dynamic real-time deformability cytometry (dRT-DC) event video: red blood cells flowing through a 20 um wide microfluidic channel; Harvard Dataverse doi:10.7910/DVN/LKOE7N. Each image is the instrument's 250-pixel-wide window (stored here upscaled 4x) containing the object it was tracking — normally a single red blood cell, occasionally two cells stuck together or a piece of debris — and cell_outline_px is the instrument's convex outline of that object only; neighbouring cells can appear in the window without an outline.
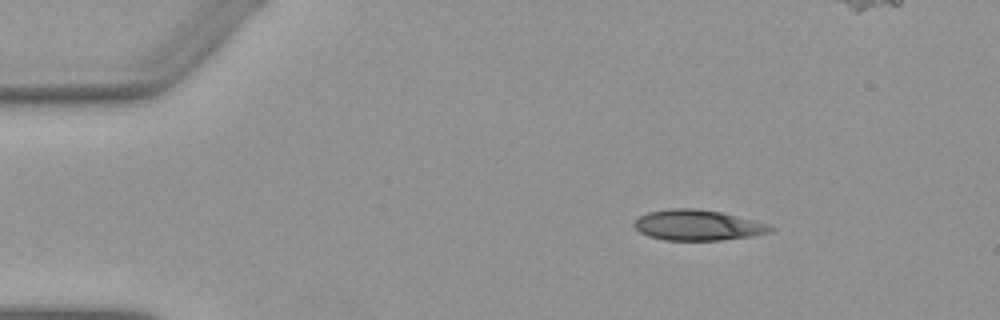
{"species": "Egyptian fruit bat (a non-hibernating species)", "species_latin": "Rousettus aegyptiacus", "temperature_condition": "warm", "stored_images_in_passage": 46, "camera_frame_rate_fps": 3000, "um_per_image_px": 0.085, "animal": {"sex": "female"}, "frame": {"image": 1, "passage_image": 1, "time_ms": 0.0, "image_size_px": [1000, 320], "cell_outline_px": [[776, 228], [772, 232], [752, 236], [720, 240], [664, 240], [648, 236], [640, 232], [632, 224], [640, 216], [648, 212], [668, 208], [700, 208], [724, 212], [768, 224]], "centroid_in_image_um": [59.32, 19.13], "position_along_channel_um": 25.7, "area_um2": 24.51}}
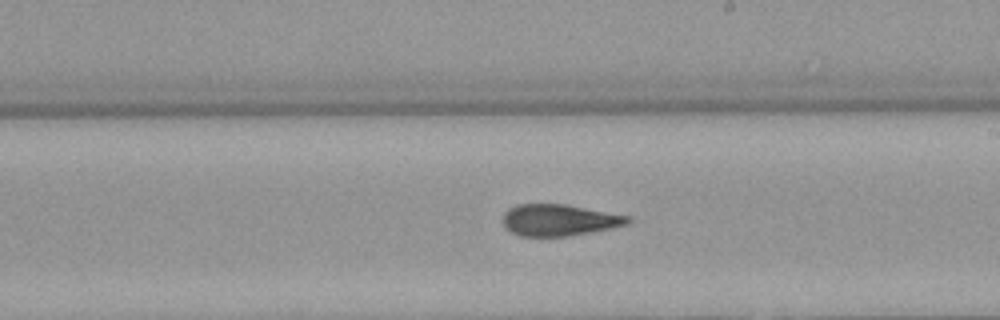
{"frame": {"image": 2, "passage_image": 23, "time_ms": 7.333, "image_size_px": [1000, 320], "cell_outline_px": [[632, 220], [628, 224], [592, 232], [568, 236], [520, 236], [504, 228], [504, 212], [508, 208], [516, 204], [564, 204], [632, 216]], "centroid_in_image_um": [47.54, 18.7], "position_along_channel_um": 241.5, "area_um2": 23.06}}
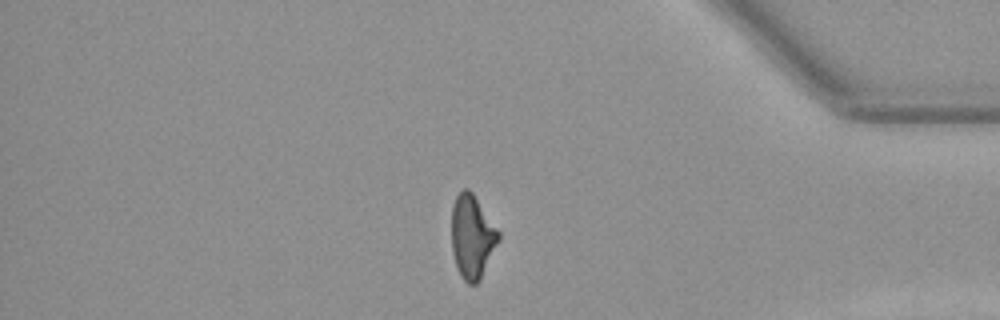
{"frame": {"image": 3, "passage_image": 37, "time_ms": 12.0, "image_size_px": [1000, 320], "cell_outline_px": [[500, 240], [480, 280], [476, 284], [468, 284], [460, 276], [452, 252], [452, 204], [456, 196], [464, 188], [468, 188], [472, 192], [500, 232]], "centroid_in_image_um": [40.14, 20.13], "position_along_channel_um": 395.1, "area_um2": 22.89}, "authors_computed_cell_mechanics": {"area_um2": 23.698, "velocity_mm_per_s": 3.9026, "shape_relaxation_time_tau1_ms": 10.3491, "shape_relaxation_time_tau2_ms": 2.31, "deformation_change_tau1": 0.2677, "deformation_change_tau2": 0.1026}}